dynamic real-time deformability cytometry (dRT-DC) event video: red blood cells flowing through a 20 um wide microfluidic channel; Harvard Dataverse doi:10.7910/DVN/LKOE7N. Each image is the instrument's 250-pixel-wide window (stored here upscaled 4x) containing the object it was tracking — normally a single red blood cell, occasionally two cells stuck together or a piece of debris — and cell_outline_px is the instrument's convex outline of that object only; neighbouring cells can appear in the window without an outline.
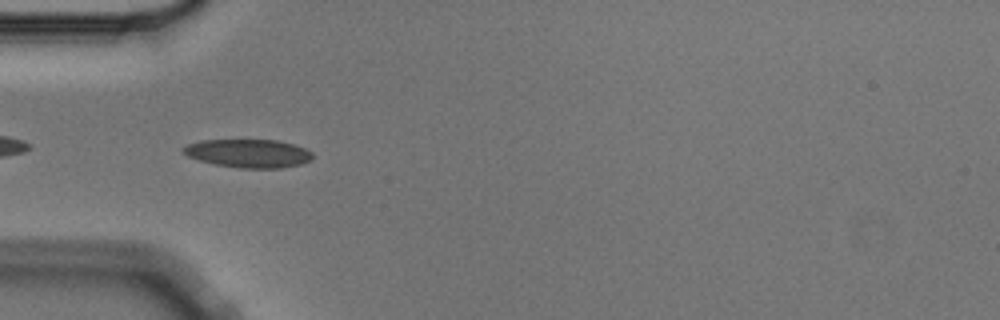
{"species": "Egyptian fruit bat (a non-hibernating species)", "species_latin": "Rousettus aegyptiacus", "temperature_condition": "cold", "stored_images_in_passage": 6, "camera_frame_rate_fps": 3000, "um_per_image_px": 0.085, "animal": {"sex": "male"}, "frame": {"image": 1, "passage_image": 5, "time_ms": 1.333, "image_size_px": [1000, 320], "cell_outline_px": [[312, 160], [300, 164], [280, 168], [240, 168], [216, 164], [200, 160], [188, 156], [180, 152], [180, 148], [188, 144], [200, 140], [276, 140], [292, 144], [304, 148], [312, 152]], "centroid_in_image_um": [21.08, 13.03], "position_along_channel_um": 63.9, "area_um2": 21.33}}
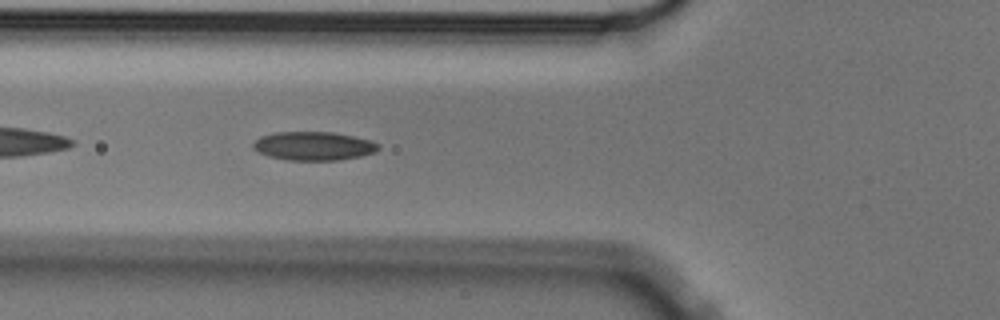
{"frame": {"image": 2, "passage_image": 6, "time_ms": 1.667, "image_size_px": [1000, 320], "cell_outline_px": [[380, 148], [376, 152], [360, 156], [340, 160], [288, 160], [268, 156], [252, 148], [252, 144], [260, 136], [276, 132], [332, 132], [372, 140], [380, 144]], "centroid_in_image_um": [26.68, 12.41], "position_along_channel_um": 99.1, "area_um2": 20.98}}